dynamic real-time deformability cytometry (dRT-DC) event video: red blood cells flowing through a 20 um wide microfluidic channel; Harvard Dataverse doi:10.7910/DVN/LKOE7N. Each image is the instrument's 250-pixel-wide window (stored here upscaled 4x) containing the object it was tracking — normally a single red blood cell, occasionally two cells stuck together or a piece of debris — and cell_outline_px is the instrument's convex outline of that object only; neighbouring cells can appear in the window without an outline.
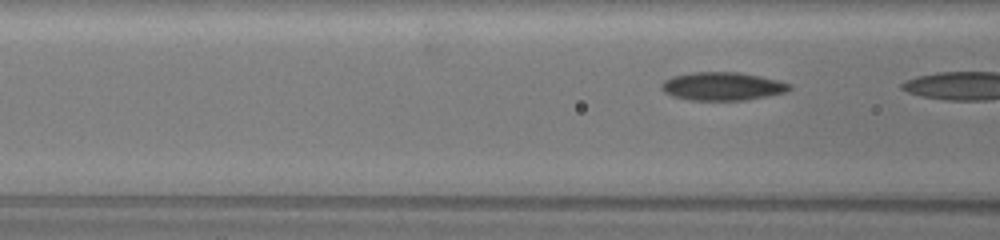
{"species": "common noctule bat (a hibernating species)", "species_latin": "Nyctalus noctula", "temperature_condition": "warm", "stored_images_in_passage": 4, "camera_frame_rate_fps": 3000, "um_per_image_px": 0.085, "animal": {"sex": "female", "body_mass_g": 19.5, "forearm_length_mm": 54.1}, "frame": {"image": 1, "passage_image": 3, "time_ms": 0.667, "image_size_px": [1000, 240], "cell_outline_px": [[792, 88], [788, 92], [744, 100], [688, 100], [672, 96], [664, 92], [660, 88], [660, 84], [664, 80], [672, 76], [692, 72], [740, 72], [780, 80], [792, 84]], "centroid_in_image_um": [61.41, 7.33], "position_along_channel_um": 105.2, "area_um2": 21.33}}